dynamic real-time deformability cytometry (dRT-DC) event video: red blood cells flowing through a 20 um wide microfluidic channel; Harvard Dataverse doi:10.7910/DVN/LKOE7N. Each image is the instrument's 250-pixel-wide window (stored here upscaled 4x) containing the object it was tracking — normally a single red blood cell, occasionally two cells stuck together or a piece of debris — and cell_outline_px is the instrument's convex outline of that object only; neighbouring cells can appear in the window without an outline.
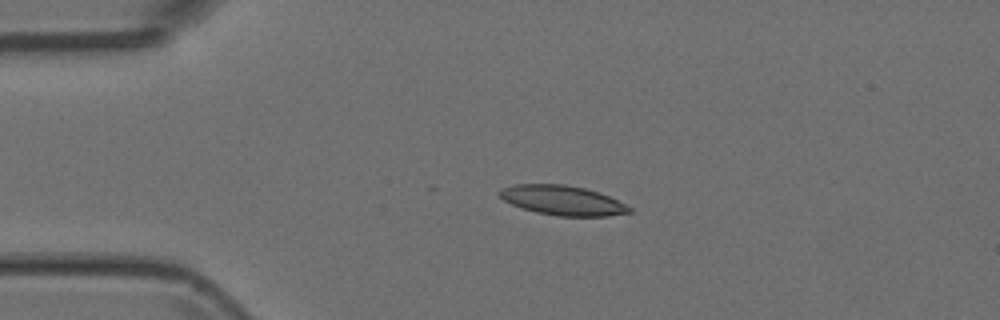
{"species": "Egyptian fruit bat (a non-hibernating species)", "species_latin": "Rousettus aegyptiacus", "temperature_condition": "room temperature", "stored_images_in_passage": 4, "camera_frame_rate_fps": 3000, "um_per_image_px": 0.085, "animal": {"sex": "female"}, "frame": {"image": 1, "passage_image": 3, "time_ms": 0.667, "image_size_px": [1000, 320], "cell_outline_px": [[632, 212], [608, 216], [560, 216], [536, 212], [512, 204], [504, 200], [496, 192], [500, 188], [516, 184], [564, 184], [584, 188], [608, 196], [632, 208]], "centroid_in_image_um": [47.78, 17.02], "position_along_channel_um": 37.2, "area_um2": 22.2}}